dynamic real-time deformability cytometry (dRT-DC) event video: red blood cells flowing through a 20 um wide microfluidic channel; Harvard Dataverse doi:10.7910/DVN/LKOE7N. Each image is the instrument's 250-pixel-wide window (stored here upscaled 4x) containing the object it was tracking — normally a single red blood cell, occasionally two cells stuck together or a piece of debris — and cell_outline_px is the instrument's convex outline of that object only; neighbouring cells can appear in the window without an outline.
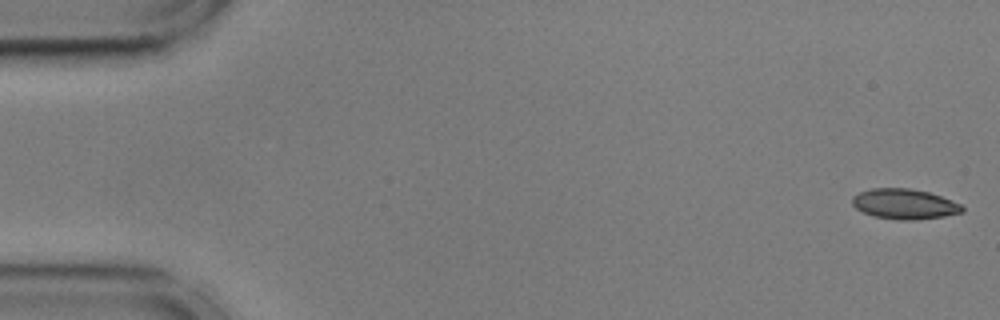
{"species": "common noctule bat (a hibernating species)", "species_latin": "Nyctalus noctula", "temperature_condition": "cold", "stored_images_in_passage": 49, "camera_frame_rate_fps": 3000, "um_per_image_px": 0.085, "animal": {"sex": "male", "body_mass_g": 17.9, "forearm_length_mm": 54.2}, "frame": {"image": 1, "passage_image": 1, "time_ms": 0.0, "image_size_px": [1000, 320], "cell_outline_px": [[964, 212], [944, 216], [916, 220], [900, 220], [872, 216], [856, 208], [852, 204], [852, 196], [860, 192], [872, 188], [912, 188], [928, 192], [940, 196], [960, 204], [964, 208]], "centroid_in_image_um": [76.87, 17.34], "position_along_channel_um": 8.1, "area_um2": 19.36}}
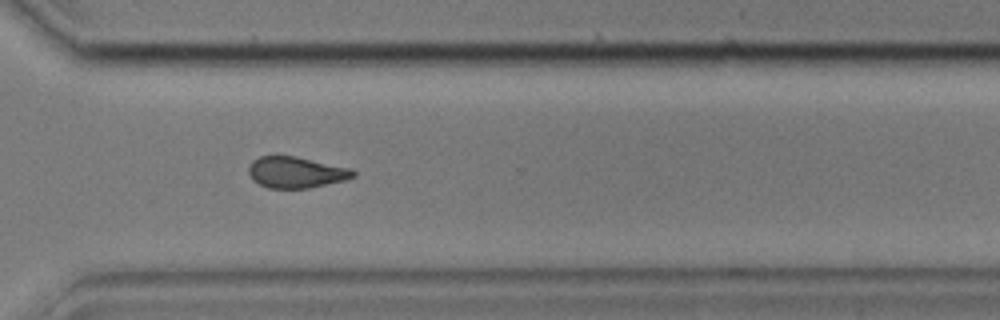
{"frame": {"image": 2, "passage_image": 40, "time_ms": 13.0, "image_size_px": [1000, 320], "cell_outline_px": [[356, 176], [344, 180], [308, 188], [268, 188], [252, 180], [248, 172], [248, 168], [252, 160], [260, 156], [296, 156], [352, 168], [356, 172]], "centroid_in_image_um": [25.16, 14.64], "position_along_channel_um": 345.4, "area_um2": 19.07}}
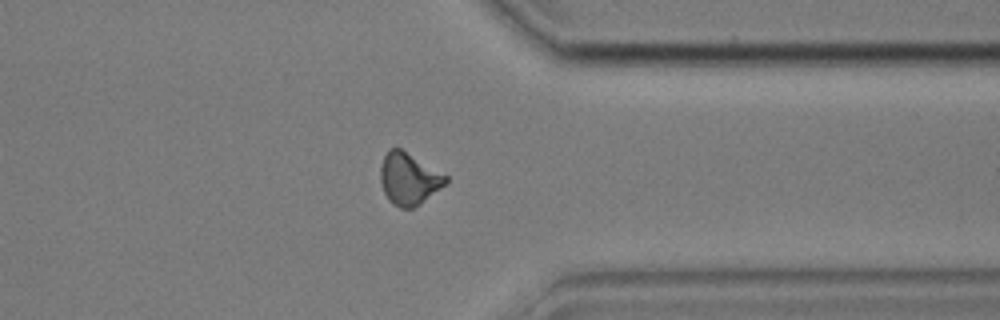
{"frame": {"image": 3, "passage_image": 43, "time_ms": 14.0, "image_size_px": [1000, 320], "cell_outline_px": [[448, 180], [444, 184], [420, 204], [412, 208], [400, 208], [392, 204], [388, 200], [384, 192], [380, 180], [380, 164], [388, 148], [400, 148], [448, 176]], "centroid_in_image_um": [34.71, 15.19], "position_along_channel_um": 376.7, "area_um2": 19.59}}